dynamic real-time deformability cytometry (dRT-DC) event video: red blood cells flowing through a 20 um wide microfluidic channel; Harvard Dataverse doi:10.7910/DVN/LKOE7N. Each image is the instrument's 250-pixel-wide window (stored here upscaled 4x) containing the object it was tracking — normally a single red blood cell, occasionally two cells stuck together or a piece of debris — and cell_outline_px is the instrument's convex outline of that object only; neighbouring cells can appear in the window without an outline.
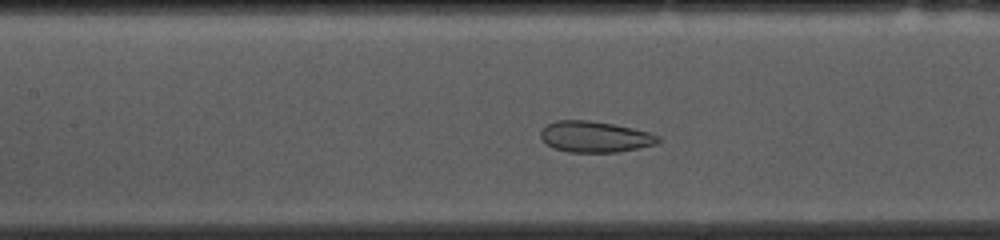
{"species": "common noctule bat (a hibernating species)", "species_latin": "Nyctalus noctula", "temperature_condition": "cold", "stored_images_in_passage": 39, "camera_frame_rate_fps": 3000, "um_per_image_px": 0.085, "animal": {"sex": "female", "body_mass_g": 10.0, "forearm_length_mm": 53.1}, "frame": {"image": 1, "passage_image": 18, "time_ms": 5.667, "image_size_px": [1000, 240], "cell_outline_px": [[660, 140], [656, 144], [616, 152], [568, 152], [552, 148], [540, 136], [540, 132], [548, 124], [556, 120], [588, 120], [612, 124], [632, 128], [648, 132], [660, 136]], "centroid_in_image_um": [50.55, 11.62], "position_along_channel_um": 156.8, "area_um2": 21.04}}
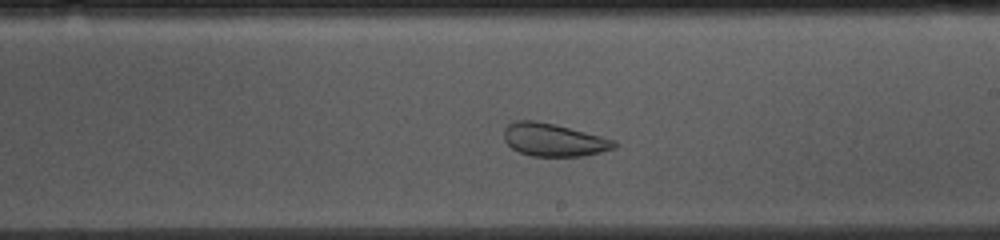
{"frame": {"image": 2, "passage_image": 25, "time_ms": 8.0, "image_size_px": [1000, 240], "cell_outline_px": [[616, 148], [584, 156], [532, 156], [520, 152], [512, 148], [504, 140], [504, 128], [512, 120], [536, 120], [556, 124], [616, 140]], "centroid_in_image_um": [47.05, 11.87], "position_along_channel_um": 242.0, "area_um2": 21.27}}
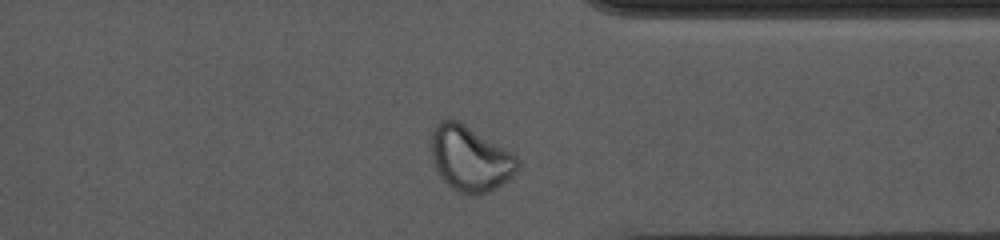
{"frame": {"image": 3, "passage_image": 36, "time_ms": 11.667, "image_size_px": [1000, 240], "cell_outline_px": [[520, 164], [496, 188], [488, 192], [460, 192], [452, 188], [440, 176], [432, 160], [432, 128], [440, 120], [456, 120], [464, 124], [512, 152], [516, 156]], "centroid_in_image_um": [39.92, 13.43], "position_along_channel_um": 371.5, "area_um2": 31.79}, "authors_computed_cell_mechanics": {"area_um2": 23.8714, "velocity_mm_per_s": 3.664, "shape_relaxation_time_tau1_ms": null, "shape_relaxation_time_tau2_ms": 1.0997, "deformation_change_tau1": null, "deformation_change_tau2": 0.0696}}